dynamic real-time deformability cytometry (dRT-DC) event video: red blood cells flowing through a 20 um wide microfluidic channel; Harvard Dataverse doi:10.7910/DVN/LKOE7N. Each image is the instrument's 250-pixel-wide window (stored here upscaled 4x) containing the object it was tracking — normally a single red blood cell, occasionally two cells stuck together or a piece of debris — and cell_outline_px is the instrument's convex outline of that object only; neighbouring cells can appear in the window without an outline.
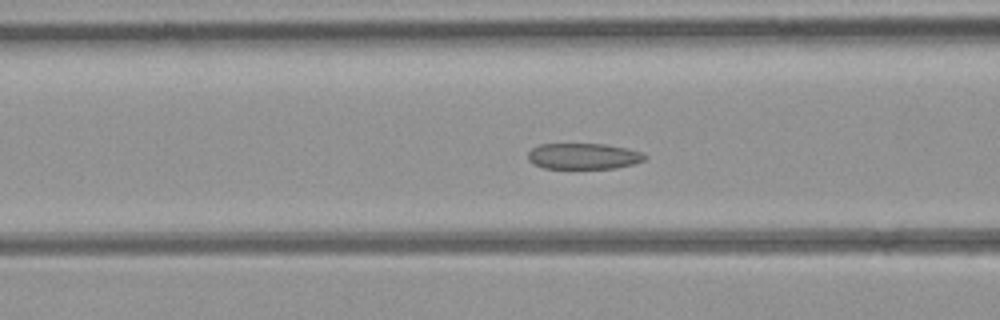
{"species": "common noctule bat (a hibernating species)", "species_latin": "Nyctalus noctula", "temperature_condition": "room temperature", "stored_images_in_passage": 52, "camera_frame_rate_fps": 3000, "um_per_image_px": 0.085, "animal": {"sex": "female", "body_mass_g": 21.9}, "frame": {"image": 1, "passage_image": 19, "time_ms": 6.0, "image_size_px": [1000, 320], "cell_outline_px": [[648, 156], [644, 160], [632, 164], [616, 168], [544, 168], [532, 164], [528, 160], [528, 152], [532, 148], [540, 144], [604, 144], [628, 148], [640, 152]], "centroid_in_image_um": [49.57, 13.27], "position_along_channel_um": 117.0, "area_um2": 17.69}}
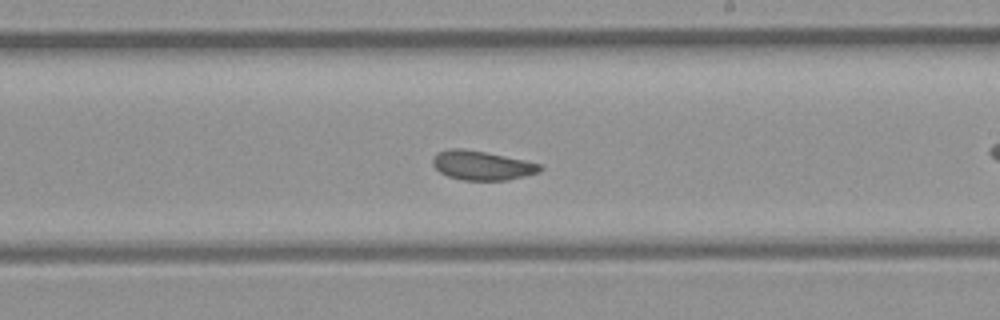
{"frame": {"image": 2, "passage_image": 29, "time_ms": 9.333, "image_size_px": [1000, 320], "cell_outline_px": [[544, 168], [540, 172], [508, 180], [464, 180], [448, 176], [440, 172], [432, 164], [432, 160], [436, 152], [448, 148], [464, 148], [524, 160], [540, 164]], "centroid_in_image_um": [40.95, 14.05], "position_along_channel_um": 248.1, "area_um2": 18.26}}
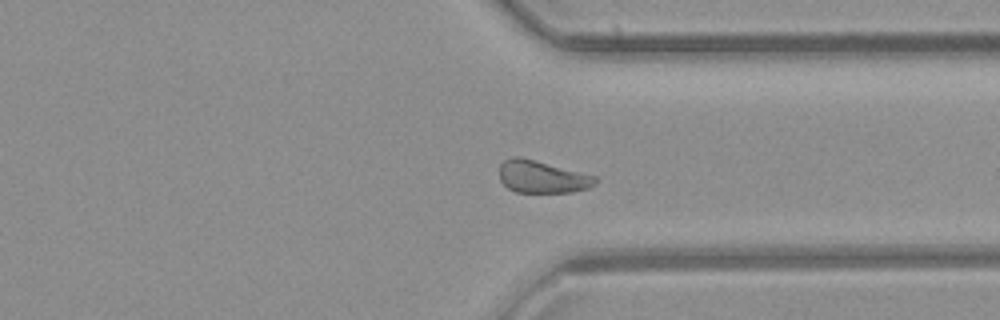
{"frame": {"image": 3, "passage_image": 38, "time_ms": 12.333, "image_size_px": [1000, 320], "cell_outline_px": [[600, 180], [596, 184], [588, 188], [572, 192], [516, 192], [508, 188], [500, 180], [500, 164], [504, 160], [512, 156], [520, 156], [596, 176]], "centroid_in_image_um": [46.09, 15.02], "position_along_channel_um": 365.3, "area_um2": 18.15}, "authors_computed_cell_mechanics": {"area_um2": 19.2185, "velocity_mm_per_s": 3.9232, "shape_relaxation_time_tau1_ms": null, "shape_relaxation_time_tau2_ms": 1.3455, "deformation_change_tau1": null, "deformation_change_tau2": 0.0539}}